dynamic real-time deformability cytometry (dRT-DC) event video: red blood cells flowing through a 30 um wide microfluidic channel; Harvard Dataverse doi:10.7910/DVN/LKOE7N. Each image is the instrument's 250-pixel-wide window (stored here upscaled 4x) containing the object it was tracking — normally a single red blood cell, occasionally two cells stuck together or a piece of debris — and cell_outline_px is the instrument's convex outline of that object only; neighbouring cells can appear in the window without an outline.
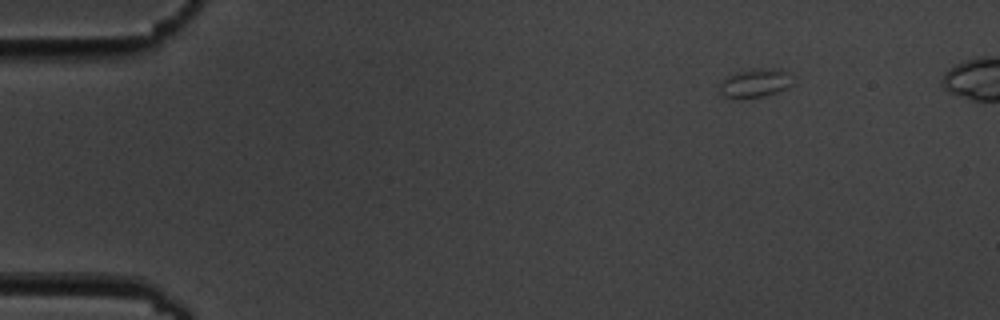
{"species": "common noctule bat (a hibernating species)", "species_latin": "Nyctalus noctula", "temperature_condition": "cold", "stored_images_in_passage": 5, "camera_frame_rate_fps": 3000, "um_per_image_px": 0.085, "animal": {"sex": "male", "body_mass_g": 19.5, "forearm_length_mm": 54.6}, "frame": {"image": 1, "passage_image": 1, "time_ms": 0.0, "image_size_px": [1000, 320], "cell_outline_px": [[796, 76], [792, 84], [788, 88], [764, 96], [720, 96], [720, 84], [728, 76], [752, 68], [780, 68]], "centroid_in_image_um": [64.31, 7.01], "position_along_channel_um": 20.7, "area_um2": 12.08}}